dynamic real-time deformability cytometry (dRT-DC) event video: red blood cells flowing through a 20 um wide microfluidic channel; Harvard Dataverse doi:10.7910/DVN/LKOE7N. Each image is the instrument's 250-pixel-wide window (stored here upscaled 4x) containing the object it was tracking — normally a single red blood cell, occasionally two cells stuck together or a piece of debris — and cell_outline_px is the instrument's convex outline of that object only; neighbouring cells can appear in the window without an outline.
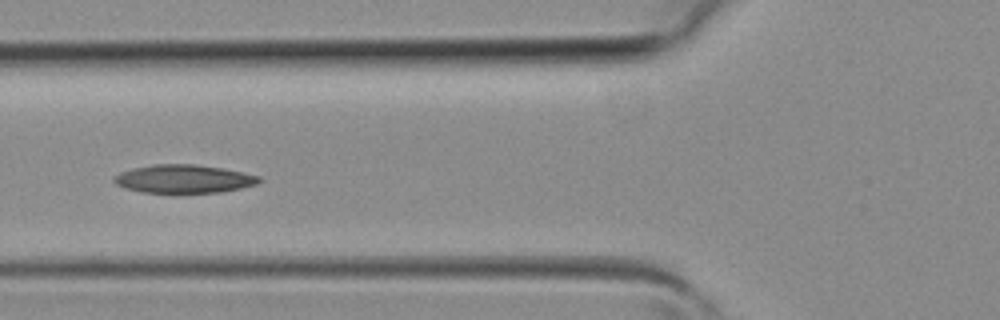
{"species": "common noctule bat (a hibernating species)", "species_latin": "Nyctalus noctula", "temperature_condition": "room temperature", "stored_images_in_passage": 5, "camera_frame_rate_fps": 3000, "um_per_image_px": 0.085, "animal": {"sex": "female", "body_mass_g": 19.3, "forearm_length_mm": 54.1}, "frame": {"image": 1, "passage_image": 5, "time_ms": 1.333, "image_size_px": [1000, 320], "cell_outline_px": [[264, 180], [256, 184], [224, 192], [176, 196], [140, 192], [124, 188], [116, 184], [112, 180], [112, 176], [120, 172], [132, 168], [152, 164], [196, 164], [224, 168], [244, 172], [260, 176]], "centroid_in_image_um": [15.6, 15.25], "position_along_channel_um": 110.2, "area_um2": 25.37}}